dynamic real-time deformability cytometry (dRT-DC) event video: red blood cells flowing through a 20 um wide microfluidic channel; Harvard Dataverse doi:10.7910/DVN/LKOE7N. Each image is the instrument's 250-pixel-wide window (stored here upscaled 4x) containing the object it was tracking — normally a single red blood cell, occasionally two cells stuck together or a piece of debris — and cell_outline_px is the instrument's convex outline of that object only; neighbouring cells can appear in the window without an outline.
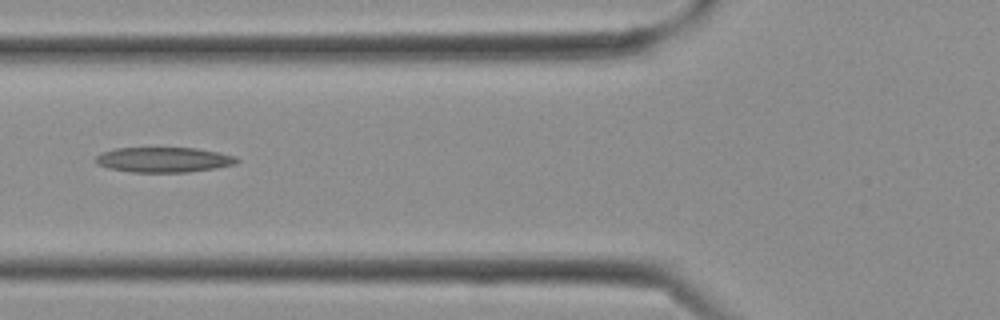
{"species": "Egyptian fruit bat (a non-hibernating species)", "species_latin": "Rousettus aegyptiacus", "temperature_condition": "cold", "stored_images_in_passage": 13, "camera_frame_rate_fps": 3000, "um_per_image_px": 0.085, "frame": {"image": 1, "passage_image": 10, "time_ms": 3.0, "image_size_px": [1000, 320], "cell_outline_px": [[240, 160], [236, 164], [216, 168], [188, 172], [132, 172], [108, 168], [96, 164], [92, 160], [100, 152], [112, 148], [196, 148], [236, 156]], "centroid_in_image_um": [13.86, 13.57], "position_along_channel_um": 111.9, "area_um2": 20.87}}
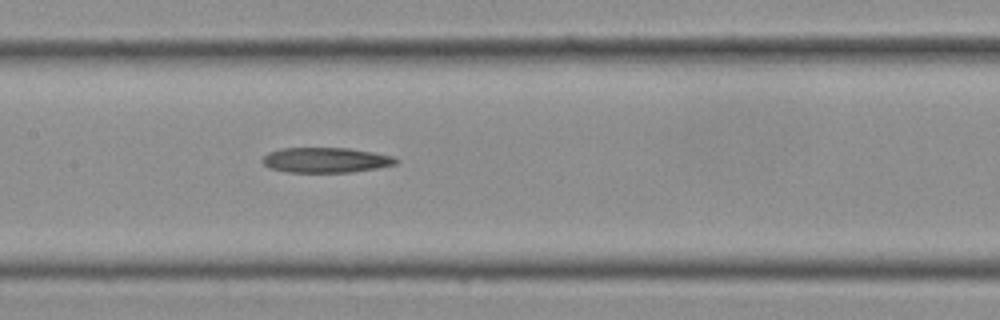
{"frame": {"image": 2, "passage_image": 13, "time_ms": 4.0, "image_size_px": [1000, 320], "cell_outline_px": [[400, 160], [396, 164], [376, 168], [348, 172], [288, 172], [268, 168], [260, 160], [268, 152], [280, 148], [348, 148], [372, 152], [392, 156]], "centroid_in_image_um": [27.65, 13.6], "position_along_channel_um": 179.8, "area_um2": 19.54}}